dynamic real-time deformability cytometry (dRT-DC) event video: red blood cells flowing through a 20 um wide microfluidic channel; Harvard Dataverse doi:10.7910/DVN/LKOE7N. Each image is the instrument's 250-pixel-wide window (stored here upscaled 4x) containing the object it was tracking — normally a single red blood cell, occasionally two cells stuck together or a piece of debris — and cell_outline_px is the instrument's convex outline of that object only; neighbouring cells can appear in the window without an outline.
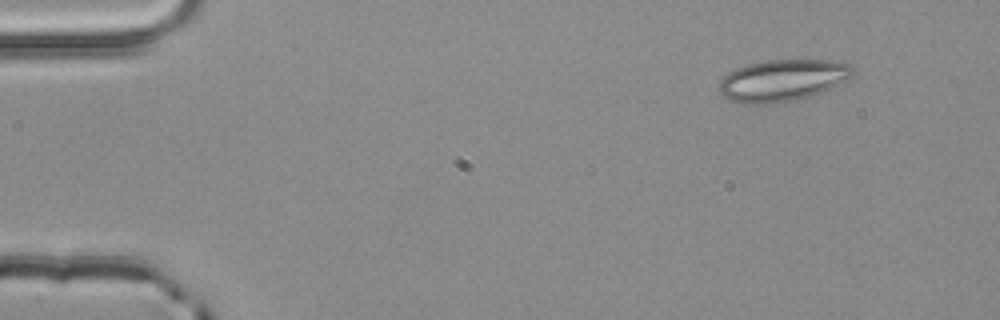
{"species": "common noctule bat (a hibernating species)", "species_latin": "Nyctalus noctula", "temperature_condition": "room temperature", "stored_images_in_passage": 2, "camera_frame_rate_fps": 3000, "um_per_image_px": 0.085, "animal": {"sex": "male", "body_mass_g": 20.4}, "frame": {"image": 1, "passage_image": 1, "time_ms": 0.0, "image_size_px": [1000, 320], "cell_outline_px": [[856, 72], [852, 76], [828, 88], [808, 96], [796, 100], [776, 104], [748, 104], [728, 100], [720, 92], [720, 80], [728, 72], [736, 68], [748, 64], [764, 60], [832, 60], [852, 64], [856, 68]], "centroid_in_image_um": [66.51, 6.82], "position_along_channel_um": 18.5, "area_um2": 32.54}}